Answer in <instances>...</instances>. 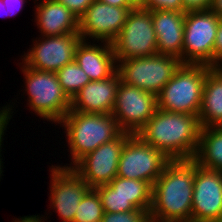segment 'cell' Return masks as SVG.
<instances>
[{
  "mask_svg": "<svg viewBox=\"0 0 222 222\" xmlns=\"http://www.w3.org/2000/svg\"><path fill=\"white\" fill-rule=\"evenodd\" d=\"M194 159L170 160L152 185L151 222H191Z\"/></svg>",
  "mask_w": 222,
  "mask_h": 222,
  "instance_id": "obj_1",
  "label": "cell"
},
{
  "mask_svg": "<svg viewBox=\"0 0 222 222\" xmlns=\"http://www.w3.org/2000/svg\"><path fill=\"white\" fill-rule=\"evenodd\" d=\"M200 130L198 116L157 109L137 135L170 160L194 159Z\"/></svg>",
  "mask_w": 222,
  "mask_h": 222,
  "instance_id": "obj_2",
  "label": "cell"
},
{
  "mask_svg": "<svg viewBox=\"0 0 222 222\" xmlns=\"http://www.w3.org/2000/svg\"><path fill=\"white\" fill-rule=\"evenodd\" d=\"M60 123L66 128L73 164L122 133L112 113H82L70 109Z\"/></svg>",
  "mask_w": 222,
  "mask_h": 222,
  "instance_id": "obj_3",
  "label": "cell"
},
{
  "mask_svg": "<svg viewBox=\"0 0 222 222\" xmlns=\"http://www.w3.org/2000/svg\"><path fill=\"white\" fill-rule=\"evenodd\" d=\"M204 64H182L157 95L158 109L199 116L207 71Z\"/></svg>",
  "mask_w": 222,
  "mask_h": 222,
  "instance_id": "obj_4",
  "label": "cell"
},
{
  "mask_svg": "<svg viewBox=\"0 0 222 222\" xmlns=\"http://www.w3.org/2000/svg\"><path fill=\"white\" fill-rule=\"evenodd\" d=\"M23 66L30 108L44 119L59 124L71 109V99L63 91L57 74Z\"/></svg>",
  "mask_w": 222,
  "mask_h": 222,
  "instance_id": "obj_5",
  "label": "cell"
},
{
  "mask_svg": "<svg viewBox=\"0 0 222 222\" xmlns=\"http://www.w3.org/2000/svg\"><path fill=\"white\" fill-rule=\"evenodd\" d=\"M118 63L117 71L122 82L156 96L183 64L180 59L164 54L125 59Z\"/></svg>",
  "mask_w": 222,
  "mask_h": 222,
  "instance_id": "obj_6",
  "label": "cell"
},
{
  "mask_svg": "<svg viewBox=\"0 0 222 222\" xmlns=\"http://www.w3.org/2000/svg\"><path fill=\"white\" fill-rule=\"evenodd\" d=\"M220 17L211 9L185 13L183 64L214 66V44Z\"/></svg>",
  "mask_w": 222,
  "mask_h": 222,
  "instance_id": "obj_7",
  "label": "cell"
},
{
  "mask_svg": "<svg viewBox=\"0 0 222 222\" xmlns=\"http://www.w3.org/2000/svg\"><path fill=\"white\" fill-rule=\"evenodd\" d=\"M112 47L116 62L158 54L151 12L141 8L131 10Z\"/></svg>",
  "mask_w": 222,
  "mask_h": 222,
  "instance_id": "obj_8",
  "label": "cell"
},
{
  "mask_svg": "<svg viewBox=\"0 0 222 222\" xmlns=\"http://www.w3.org/2000/svg\"><path fill=\"white\" fill-rule=\"evenodd\" d=\"M169 161L162 151L144 142L137 134L131 135L123 146L117 177L146 181L152 186Z\"/></svg>",
  "mask_w": 222,
  "mask_h": 222,
  "instance_id": "obj_9",
  "label": "cell"
},
{
  "mask_svg": "<svg viewBox=\"0 0 222 222\" xmlns=\"http://www.w3.org/2000/svg\"><path fill=\"white\" fill-rule=\"evenodd\" d=\"M157 109L155 94L120 81L112 115L122 132L137 134Z\"/></svg>",
  "mask_w": 222,
  "mask_h": 222,
  "instance_id": "obj_10",
  "label": "cell"
},
{
  "mask_svg": "<svg viewBox=\"0 0 222 222\" xmlns=\"http://www.w3.org/2000/svg\"><path fill=\"white\" fill-rule=\"evenodd\" d=\"M132 134L122 132L114 140L104 143L80 158L72 168L90 188L109 184L117 176L119 159L126 140Z\"/></svg>",
  "mask_w": 222,
  "mask_h": 222,
  "instance_id": "obj_11",
  "label": "cell"
},
{
  "mask_svg": "<svg viewBox=\"0 0 222 222\" xmlns=\"http://www.w3.org/2000/svg\"><path fill=\"white\" fill-rule=\"evenodd\" d=\"M191 222H222V172L196 161Z\"/></svg>",
  "mask_w": 222,
  "mask_h": 222,
  "instance_id": "obj_12",
  "label": "cell"
},
{
  "mask_svg": "<svg viewBox=\"0 0 222 222\" xmlns=\"http://www.w3.org/2000/svg\"><path fill=\"white\" fill-rule=\"evenodd\" d=\"M43 39L39 43L36 41L34 47L24 54L23 64L36 70L55 73L74 61L76 47L82 40L79 33L46 36Z\"/></svg>",
  "mask_w": 222,
  "mask_h": 222,
  "instance_id": "obj_13",
  "label": "cell"
},
{
  "mask_svg": "<svg viewBox=\"0 0 222 222\" xmlns=\"http://www.w3.org/2000/svg\"><path fill=\"white\" fill-rule=\"evenodd\" d=\"M135 8L111 6L99 0L86 9L79 18V34L83 41L85 37L102 42L112 43L126 22L128 13Z\"/></svg>",
  "mask_w": 222,
  "mask_h": 222,
  "instance_id": "obj_14",
  "label": "cell"
},
{
  "mask_svg": "<svg viewBox=\"0 0 222 222\" xmlns=\"http://www.w3.org/2000/svg\"><path fill=\"white\" fill-rule=\"evenodd\" d=\"M52 167L50 204L63 222H73L80 201L91 188L72 168Z\"/></svg>",
  "mask_w": 222,
  "mask_h": 222,
  "instance_id": "obj_15",
  "label": "cell"
},
{
  "mask_svg": "<svg viewBox=\"0 0 222 222\" xmlns=\"http://www.w3.org/2000/svg\"><path fill=\"white\" fill-rule=\"evenodd\" d=\"M121 77L118 71L101 81H90L71 99V110L82 113H112Z\"/></svg>",
  "mask_w": 222,
  "mask_h": 222,
  "instance_id": "obj_16",
  "label": "cell"
},
{
  "mask_svg": "<svg viewBox=\"0 0 222 222\" xmlns=\"http://www.w3.org/2000/svg\"><path fill=\"white\" fill-rule=\"evenodd\" d=\"M157 37V52L174 56L182 62L184 21L186 12L150 11Z\"/></svg>",
  "mask_w": 222,
  "mask_h": 222,
  "instance_id": "obj_17",
  "label": "cell"
},
{
  "mask_svg": "<svg viewBox=\"0 0 222 222\" xmlns=\"http://www.w3.org/2000/svg\"><path fill=\"white\" fill-rule=\"evenodd\" d=\"M103 45H89L81 40L76 47L74 60L90 81L107 79L117 71L112 43L104 42Z\"/></svg>",
  "mask_w": 222,
  "mask_h": 222,
  "instance_id": "obj_18",
  "label": "cell"
},
{
  "mask_svg": "<svg viewBox=\"0 0 222 222\" xmlns=\"http://www.w3.org/2000/svg\"><path fill=\"white\" fill-rule=\"evenodd\" d=\"M42 2L37 5L35 14L43 37L79 33V18L66 6L56 0Z\"/></svg>",
  "mask_w": 222,
  "mask_h": 222,
  "instance_id": "obj_19",
  "label": "cell"
},
{
  "mask_svg": "<svg viewBox=\"0 0 222 222\" xmlns=\"http://www.w3.org/2000/svg\"><path fill=\"white\" fill-rule=\"evenodd\" d=\"M198 119L201 128L222 127V66L207 71Z\"/></svg>",
  "mask_w": 222,
  "mask_h": 222,
  "instance_id": "obj_20",
  "label": "cell"
},
{
  "mask_svg": "<svg viewBox=\"0 0 222 222\" xmlns=\"http://www.w3.org/2000/svg\"><path fill=\"white\" fill-rule=\"evenodd\" d=\"M194 160L201 167L222 172V127L201 128Z\"/></svg>",
  "mask_w": 222,
  "mask_h": 222,
  "instance_id": "obj_21",
  "label": "cell"
},
{
  "mask_svg": "<svg viewBox=\"0 0 222 222\" xmlns=\"http://www.w3.org/2000/svg\"><path fill=\"white\" fill-rule=\"evenodd\" d=\"M108 185L136 209L150 210L152 186L148 182L116 176Z\"/></svg>",
  "mask_w": 222,
  "mask_h": 222,
  "instance_id": "obj_22",
  "label": "cell"
},
{
  "mask_svg": "<svg viewBox=\"0 0 222 222\" xmlns=\"http://www.w3.org/2000/svg\"><path fill=\"white\" fill-rule=\"evenodd\" d=\"M56 74L63 91L70 99L90 82V78L79 67L75 60L66 64L63 68L58 70Z\"/></svg>",
  "mask_w": 222,
  "mask_h": 222,
  "instance_id": "obj_23",
  "label": "cell"
},
{
  "mask_svg": "<svg viewBox=\"0 0 222 222\" xmlns=\"http://www.w3.org/2000/svg\"><path fill=\"white\" fill-rule=\"evenodd\" d=\"M103 213L100 196L91 188L80 201L73 222H101Z\"/></svg>",
  "mask_w": 222,
  "mask_h": 222,
  "instance_id": "obj_24",
  "label": "cell"
},
{
  "mask_svg": "<svg viewBox=\"0 0 222 222\" xmlns=\"http://www.w3.org/2000/svg\"><path fill=\"white\" fill-rule=\"evenodd\" d=\"M101 199L104 212H129L137 210L127 199L118 195L108 184L94 188Z\"/></svg>",
  "mask_w": 222,
  "mask_h": 222,
  "instance_id": "obj_25",
  "label": "cell"
},
{
  "mask_svg": "<svg viewBox=\"0 0 222 222\" xmlns=\"http://www.w3.org/2000/svg\"><path fill=\"white\" fill-rule=\"evenodd\" d=\"M150 210H140L129 212H104L101 222H151Z\"/></svg>",
  "mask_w": 222,
  "mask_h": 222,
  "instance_id": "obj_26",
  "label": "cell"
},
{
  "mask_svg": "<svg viewBox=\"0 0 222 222\" xmlns=\"http://www.w3.org/2000/svg\"><path fill=\"white\" fill-rule=\"evenodd\" d=\"M141 9L148 11L168 10L185 12L182 0H144Z\"/></svg>",
  "mask_w": 222,
  "mask_h": 222,
  "instance_id": "obj_27",
  "label": "cell"
},
{
  "mask_svg": "<svg viewBox=\"0 0 222 222\" xmlns=\"http://www.w3.org/2000/svg\"><path fill=\"white\" fill-rule=\"evenodd\" d=\"M80 18L94 0H56Z\"/></svg>",
  "mask_w": 222,
  "mask_h": 222,
  "instance_id": "obj_28",
  "label": "cell"
},
{
  "mask_svg": "<svg viewBox=\"0 0 222 222\" xmlns=\"http://www.w3.org/2000/svg\"><path fill=\"white\" fill-rule=\"evenodd\" d=\"M184 11L208 10L212 6L213 0H182Z\"/></svg>",
  "mask_w": 222,
  "mask_h": 222,
  "instance_id": "obj_29",
  "label": "cell"
},
{
  "mask_svg": "<svg viewBox=\"0 0 222 222\" xmlns=\"http://www.w3.org/2000/svg\"><path fill=\"white\" fill-rule=\"evenodd\" d=\"M220 64L222 65V18H220L218 24V30L214 44V66H221Z\"/></svg>",
  "mask_w": 222,
  "mask_h": 222,
  "instance_id": "obj_30",
  "label": "cell"
},
{
  "mask_svg": "<svg viewBox=\"0 0 222 222\" xmlns=\"http://www.w3.org/2000/svg\"><path fill=\"white\" fill-rule=\"evenodd\" d=\"M12 109H10V108H7V107H3V110H1L0 111V147H1V143H2V136L4 135V130L6 129V126H7V124H8V122H9V120L11 119L10 117H11V115H10V111H11ZM9 119V120H8ZM0 152H1V149H0ZM1 156V155H0ZM1 160L2 159H0V176H1V173H2V170H1Z\"/></svg>",
  "mask_w": 222,
  "mask_h": 222,
  "instance_id": "obj_31",
  "label": "cell"
},
{
  "mask_svg": "<svg viewBox=\"0 0 222 222\" xmlns=\"http://www.w3.org/2000/svg\"><path fill=\"white\" fill-rule=\"evenodd\" d=\"M3 3L5 4V10H6V17H9V16H12L13 14H17L23 7V4H24V0H2ZM16 7V11L18 12H15L13 10V8ZM15 12V13H14Z\"/></svg>",
  "mask_w": 222,
  "mask_h": 222,
  "instance_id": "obj_32",
  "label": "cell"
},
{
  "mask_svg": "<svg viewBox=\"0 0 222 222\" xmlns=\"http://www.w3.org/2000/svg\"><path fill=\"white\" fill-rule=\"evenodd\" d=\"M111 6L135 8L128 0H99Z\"/></svg>",
  "mask_w": 222,
  "mask_h": 222,
  "instance_id": "obj_33",
  "label": "cell"
},
{
  "mask_svg": "<svg viewBox=\"0 0 222 222\" xmlns=\"http://www.w3.org/2000/svg\"><path fill=\"white\" fill-rule=\"evenodd\" d=\"M215 14L222 18V0H213L210 8Z\"/></svg>",
  "mask_w": 222,
  "mask_h": 222,
  "instance_id": "obj_34",
  "label": "cell"
},
{
  "mask_svg": "<svg viewBox=\"0 0 222 222\" xmlns=\"http://www.w3.org/2000/svg\"><path fill=\"white\" fill-rule=\"evenodd\" d=\"M40 219L41 218H39L38 215L37 216L32 215V216L22 217V219L21 220L18 219V221L14 220V222H43Z\"/></svg>",
  "mask_w": 222,
  "mask_h": 222,
  "instance_id": "obj_35",
  "label": "cell"
},
{
  "mask_svg": "<svg viewBox=\"0 0 222 222\" xmlns=\"http://www.w3.org/2000/svg\"><path fill=\"white\" fill-rule=\"evenodd\" d=\"M135 8H141L144 0H128Z\"/></svg>",
  "mask_w": 222,
  "mask_h": 222,
  "instance_id": "obj_36",
  "label": "cell"
},
{
  "mask_svg": "<svg viewBox=\"0 0 222 222\" xmlns=\"http://www.w3.org/2000/svg\"><path fill=\"white\" fill-rule=\"evenodd\" d=\"M0 7H2L3 8V11L5 12V14L3 15H1V13H0V15L1 16H5L6 15V10H5V4L3 3V1L2 0H0ZM1 9V8H0ZM2 11V10H1Z\"/></svg>",
  "mask_w": 222,
  "mask_h": 222,
  "instance_id": "obj_37",
  "label": "cell"
}]
</instances>
